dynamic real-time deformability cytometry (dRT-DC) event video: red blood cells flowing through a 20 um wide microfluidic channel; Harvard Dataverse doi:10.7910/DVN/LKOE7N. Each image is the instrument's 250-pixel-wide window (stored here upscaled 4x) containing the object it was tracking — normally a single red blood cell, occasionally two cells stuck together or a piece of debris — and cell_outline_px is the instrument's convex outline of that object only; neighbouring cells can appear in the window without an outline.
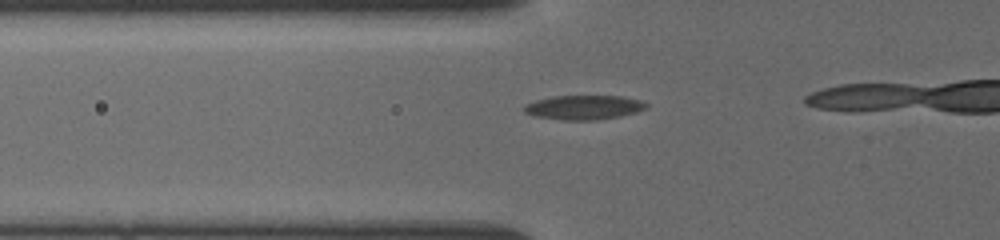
{"species": "common noctule bat (a hibernating species)", "species_latin": "Nyctalus noctula", "temperature_condition": "cold", "stored_images_in_passage": 19, "camera_frame_rate_fps": 3000, "um_per_image_px": 0.085, "animal": {"sex": "female", "body_mass_g": 19.5, "forearm_length_mm": 54.1}, "frame": {"image": 1, "passage_image": 16, "time_ms": 4.667, "image_size_px": [1000, 240], "cell_outline_px": [[648, 104], [644, 108], [636, 112], [620, 116], [596, 120], [564, 120], [536, 116], [524, 112], [524, 108], [528, 104], [536, 100], [552, 96], [620, 96], [640, 100]], "centroid_in_image_um": [49.63, 9.12], "position_along_channel_um": 76.2, "area_um2": 17.05}}